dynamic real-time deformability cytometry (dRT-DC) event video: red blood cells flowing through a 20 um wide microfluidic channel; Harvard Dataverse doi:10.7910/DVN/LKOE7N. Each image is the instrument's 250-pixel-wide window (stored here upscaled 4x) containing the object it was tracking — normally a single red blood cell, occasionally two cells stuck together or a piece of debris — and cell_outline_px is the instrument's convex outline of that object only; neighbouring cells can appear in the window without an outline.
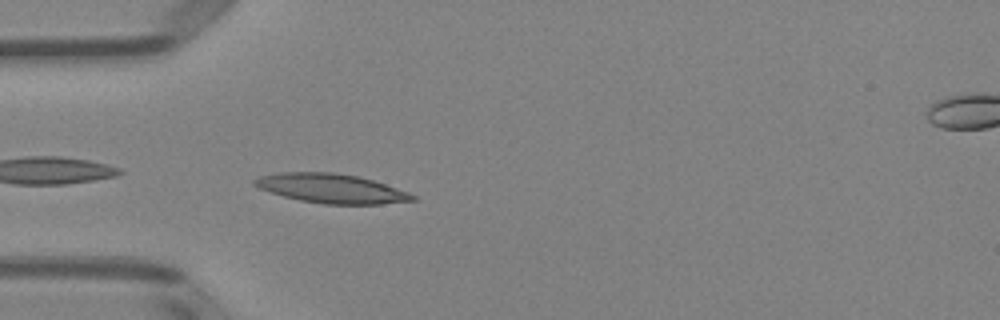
{"species": "Egyptian fruit bat (a non-hibernating species)", "species_latin": "Rousettus aegyptiacus", "temperature_condition": "room temperature", "stored_images_in_passage": 4, "camera_frame_rate_fps": 3000, "um_per_image_px": 0.085, "animal": {"sex": "female"}, "frame": {"image": 1, "passage_image": 3, "time_ms": 2.333, "image_size_px": [1000, 320], "cell_outline_px": [[416, 200], [380, 204], [324, 204], [300, 200], [284, 196], [260, 188], [252, 184], [252, 180], [260, 176], [280, 172], [332, 172], [356, 176], [372, 180], [408, 192], [416, 196]], "centroid_in_image_um": [28.15, 16.02], "position_along_channel_um": 56.9, "area_um2": 26.65}}